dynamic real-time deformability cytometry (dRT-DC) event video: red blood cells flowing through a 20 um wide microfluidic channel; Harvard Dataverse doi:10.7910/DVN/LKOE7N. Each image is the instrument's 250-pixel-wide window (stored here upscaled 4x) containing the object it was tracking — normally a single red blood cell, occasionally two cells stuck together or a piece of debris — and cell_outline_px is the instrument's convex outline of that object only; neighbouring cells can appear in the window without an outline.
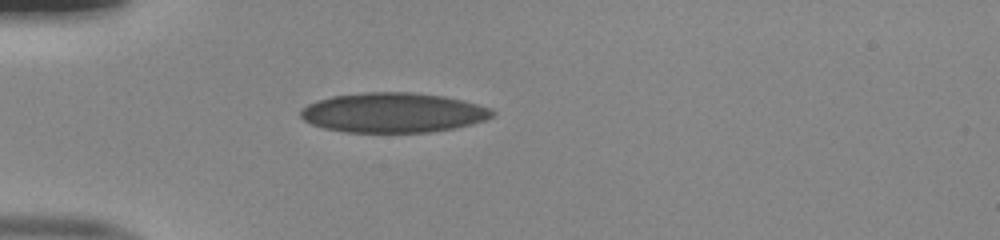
{"species": "human", "species_latin": "Homo sapiens", "temperature_condition": "room temperature", "stored_images_in_passage": 37, "camera_frame_rate_fps": 3000, "um_per_image_px": 0.085, "donor": {"sex": "male"}, "frame": {"image": 1, "passage_image": 1, "time_ms": 0.0, "image_size_px": [1000, 240], "cell_outline_px": [[496, 112], [492, 116], [484, 120], [472, 124], [452, 128], [428, 132], [344, 132], [324, 128], [312, 124], [304, 120], [300, 116], [300, 112], [308, 104], [316, 100], [332, 96], [368, 92], [412, 92], [444, 96], [492, 108]], "centroid_in_image_um": [33.41, 9.57], "position_along_channel_um": 51.6, "area_um2": 44.27}}
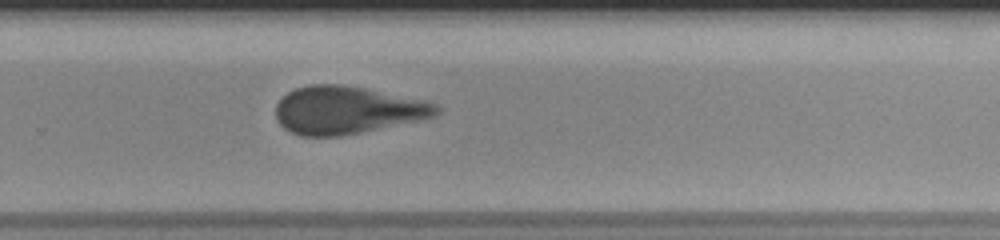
{"frame": {"image": 2, "passage_image": 21, "time_ms": 6.667, "image_size_px": [1000, 240], "cell_outline_px": [[440, 112], [436, 116], [420, 120], [340, 136], [300, 136], [284, 128], [276, 120], [276, 104], [288, 92], [296, 88], [312, 84], [340, 84], [364, 88], [424, 100], [436, 104], [440, 108]], "centroid_in_image_um": [29.49, 9.36], "position_along_channel_um": 300.3, "area_um2": 44.45}}
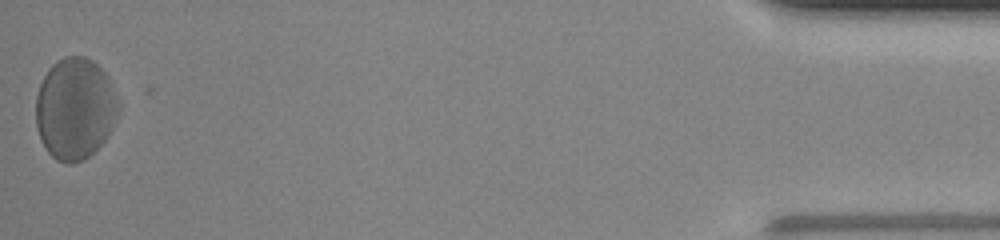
{"frame": {"image": 3, "passage_image": 37, "time_ms": 12.0, "image_size_px": [1000, 240], "cell_outline_px": [[120, 112], [112, 128], [104, 140], [84, 160], [72, 164], [64, 164], [56, 160], [48, 152], [40, 140], [36, 124], [36, 96], [40, 84], [48, 68], [52, 64], [64, 56], [84, 56], [92, 60], [108, 76], [120, 100]], "centroid_in_image_um": [6.39, 9.23], "position_along_channel_um": 428.8, "area_um2": 49.48}, "authors_computed_cell_mechanics": {"area_um2": 44.506, "velocity_mm_per_s": 3.9782, "shape_relaxation_time_tau1_ms": 4.8357, "shape_relaxation_time_tau2_ms": 1.0099, "deformation_change_tau1": 0.137, "deformation_change_tau2": 0.0701}}